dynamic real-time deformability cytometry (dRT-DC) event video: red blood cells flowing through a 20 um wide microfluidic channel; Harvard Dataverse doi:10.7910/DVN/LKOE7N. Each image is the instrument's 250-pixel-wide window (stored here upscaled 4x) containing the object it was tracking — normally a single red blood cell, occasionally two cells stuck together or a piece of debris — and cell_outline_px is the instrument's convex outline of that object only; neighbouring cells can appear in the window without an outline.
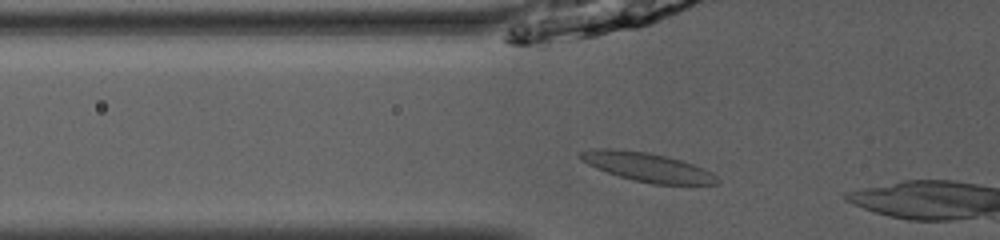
{"species": "common noctule bat (a hibernating species)", "species_latin": "Nyctalus noctula", "temperature_condition": "room temperature", "stored_images_in_passage": 7, "camera_frame_rate_fps": 3000, "um_per_image_px": 0.085, "animal": {"sex": "male", "body_mass_g": 13.0, "forearm_length_mm": 53.1}, "frame": {"image": 1, "passage_image": 4, "time_ms": 1.0, "image_size_px": [1000, 240], "cell_outline_px": [[720, 184], [652, 184], [632, 180], [596, 168], [580, 160], [576, 156], [580, 152], [592, 148], [616, 148], [648, 152], [668, 156], [704, 168], [712, 172], [720, 180]], "centroid_in_image_um": [55.0, 14.19], "position_along_channel_um": 70.8, "area_um2": 23.29}}